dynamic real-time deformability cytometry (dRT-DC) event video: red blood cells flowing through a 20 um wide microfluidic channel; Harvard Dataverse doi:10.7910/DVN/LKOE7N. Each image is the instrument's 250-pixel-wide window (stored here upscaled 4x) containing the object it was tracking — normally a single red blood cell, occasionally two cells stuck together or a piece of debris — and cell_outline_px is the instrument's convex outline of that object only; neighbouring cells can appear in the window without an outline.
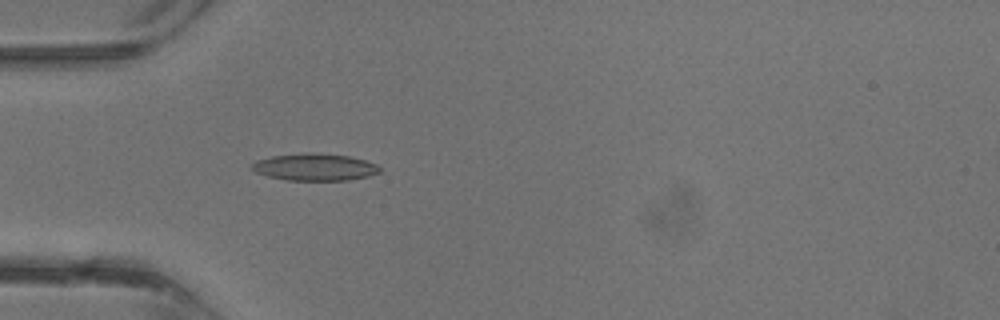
{"species": "common noctule bat (a hibernating species)", "species_latin": "Nyctalus noctula", "temperature_condition": "warm", "stored_images_in_passage": 38, "camera_frame_rate_fps": 3000, "um_per_image_px": 0.085, "animal": {"sex": "male", "body_mass_g": 13.3}, "frame": {"image": 1, "passage_image": 12, "time_ms": 3.667, "image_size_px": [1000, 320], "cell_outline_px": [[380, 172], [368, 176], [348, 180], [288, 180], [268, 176], [256, 172], [252, 168], [252, 164], [256, 160], [272, 156], [304, 152], [312, 152], [348, 156], [364, 160], [376, 164], [380, 168]], "centroid_in_image_um": [26.75, 14.19], "position_along_channel_um": 58.3, "area_um2": 20.06}}
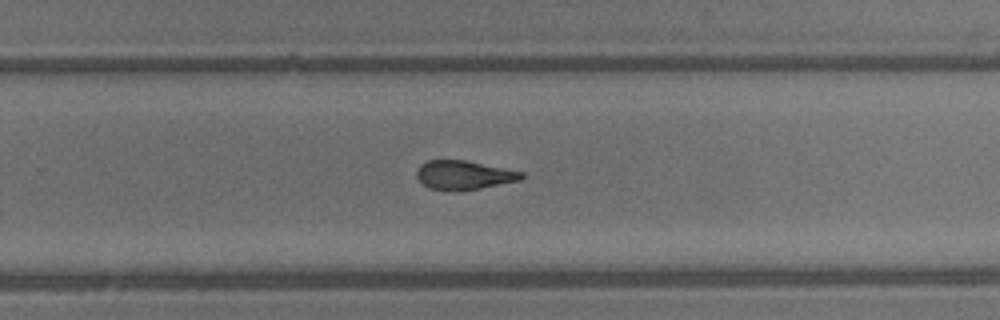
{"frame": {"image": 2, "passage_image": 25, "time_ms": 8.0, "image_size_px": [1000, 320], "cell_outline_px": [[524, 176], [520, 180], [480, 188], [456, 192], [452, 192], [428, 188], [416, 176], [416, 172], [420, 164], [428, 160], [464, 160], [524, 172]], "centroid_in_image_um": [39.4, 14.89], "position_along_channel_um": 290.4, "area_um2": 17.74}}
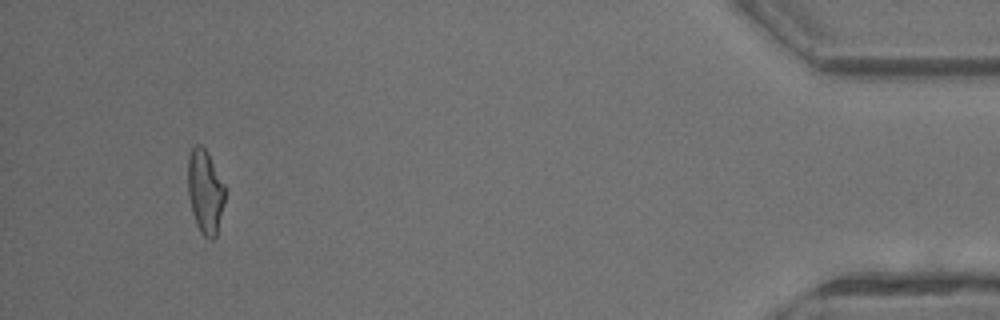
{"frame": {"image": 3, "passage_image": 36, "time_ms": 11.667, "image_size_px": [1000, 320], "cell_outline_px": [[224, 204], [216, 236], [212, 240], [208, 240], [200, 232], [196, 224], [192, 212], [188, 196], [188, 156], [192, 148], [196, 144], [200, 144], [208, 152], [224, 184]], "centroid_in_image_um": [17.43, 16.3], "position_along_channel_um": 417.8, "area_um2": 18.21}}